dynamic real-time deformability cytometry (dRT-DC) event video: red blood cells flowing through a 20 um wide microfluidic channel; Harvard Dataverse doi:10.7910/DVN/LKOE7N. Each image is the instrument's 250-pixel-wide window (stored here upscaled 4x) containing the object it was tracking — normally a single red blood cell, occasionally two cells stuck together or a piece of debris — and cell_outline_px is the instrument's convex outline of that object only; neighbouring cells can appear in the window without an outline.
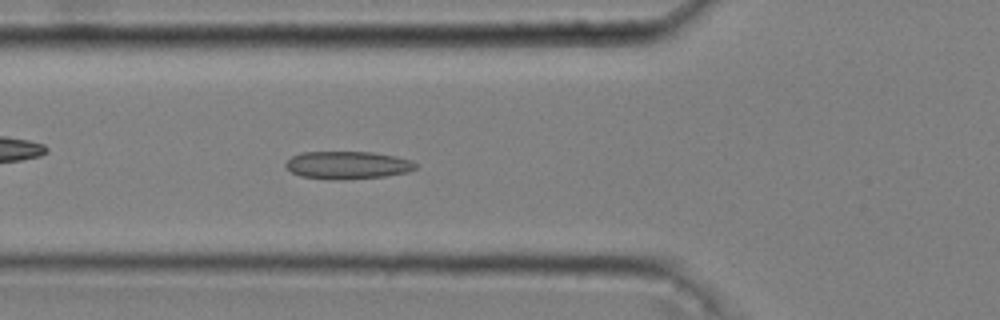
{"species": "common noctule bat (a hibernating species)", "species_latin": "Nyctalus noctula", "temperature_condition": "cold", "stored_images_in_passage": 51, "camera_frame_rate_fps": 3000, "um_per_image_px": 0.085, "animal": {"sex": "male", "body_mass_g": 20.4}, "frame": {"image": 1, "passage_image": 18, "time_ms": 5.667, "image_size_px": [1000, 320], "cell_outline_px": [[416, 168], [408, 172], [384, 176], [348, 180], [332, 180], [300, 176], [292, 172], [284, 164], [292, 156], [300, 152], [372, 152], [396, 156], [412, 160], [416, 164]], "centroid_in_image_um": [29.55, 14.04], "position_along_channel_um": 96.3, "area_um2": 21.15}}
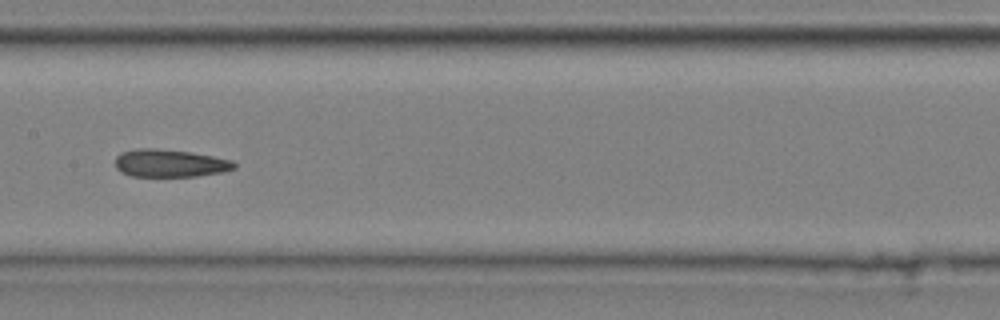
{"frame": {"image": 2, "passage_image": 26, "time_ms": 8.333, "image_size_px": [1000, 320], "cell_outline_px": [[236, 168], [224, 172], [196, 176], [132, 176], [120, 172], [116, 168], [116, 156], [120, 152], [140, 148], [156, 148], [188, 152], [212, 156], [232, 160], [236, 164]], "centroid_in_image_um": [14.43, 13.87], "position_along_channel_um": 193.0, "area_um2": 19.19}}
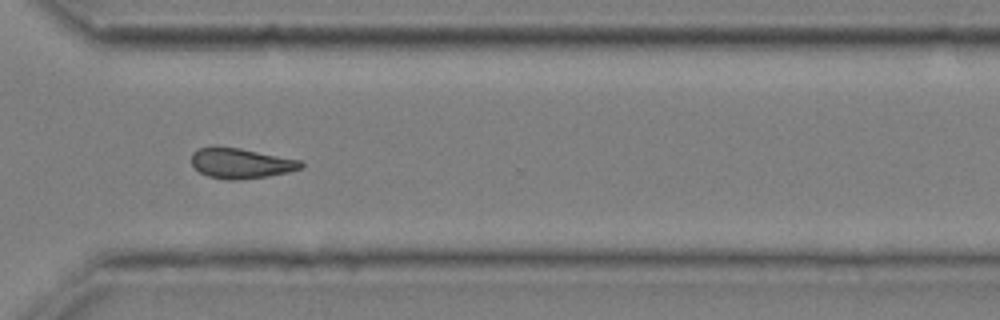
{"frame": {"image": 3, "passage_image": 39, "time_ms": 12.667, "image_size_px": [1000, 320], "cell_outline_px": [[304, 168], [288, 172], [268, 176], [240, 180], [228, 180], [208, 176], [200, 172], [192, 164], [192, 152], [196, 148], [212, 144], [240, 148], [300, 160], [304, 164]], "centroid_in_image_um": [20.44, 13.85], "position_along_channel_um": 350.2, "area_um2": 19.71}, "authors_computed_cell_mechanics": {"area_um2": 19.4208, "velocity_mm_per_s": 3.6164, "shape_relaxation_time_tau1_ms": null, "shape_relaxation_time_tau2_ms": 4.2445, "deformation_change_tau1": null, "deformation_change_tau2": 0.118}}